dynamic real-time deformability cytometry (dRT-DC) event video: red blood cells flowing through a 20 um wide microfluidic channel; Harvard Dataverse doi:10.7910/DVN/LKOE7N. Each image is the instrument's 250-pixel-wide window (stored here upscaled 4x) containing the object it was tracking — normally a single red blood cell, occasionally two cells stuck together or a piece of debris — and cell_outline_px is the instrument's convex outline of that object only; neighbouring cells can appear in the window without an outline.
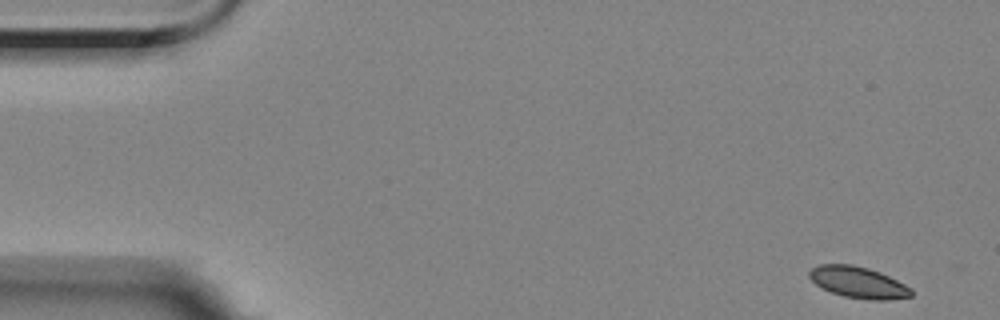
{"species": "Egyptian fruit bat (a non-hibernating species)", "species_latin": "Rousettus aegyptiacus", "temperature_condition": "room temperature", "stored_images_in_passage": 55, "camera_frame_rate_fps": 3000, "um_per_image_px": 0.085, "animal": {"sex": "female"}, "frame": {"image": 1, "passage_image": 1, "time_ms": 0.0, "image_size_px": [1000, 320], "cell_outline_px": [[912, 296], [888, 300], [868, 300], [844, 296], [820, 288], [808, 276], [808, 272], [812, 268], [820, 264], [852, 264], [868, 268], [880, 272], [912, 288]], "centroid_in_image_um": [72.94, 24.0], "position_along_channel_um": 12.1, "area_um2": 18.67}}
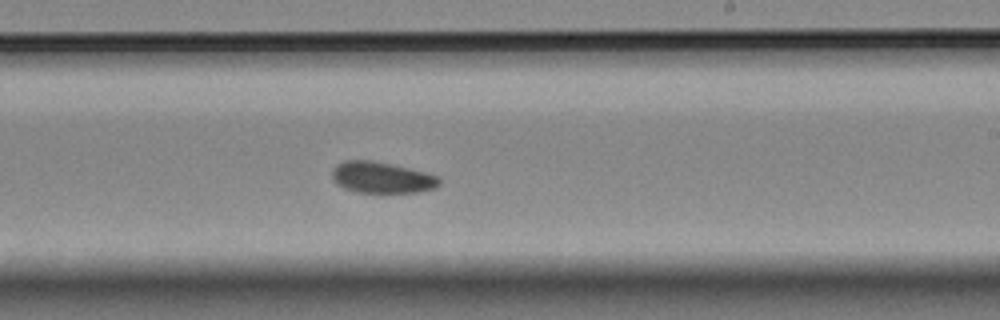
{"frame": {"image": 2, "passage_image": 32, "time_ms": 10.333, "image_size_px": [1000, 320], "cell_outline_px": [[440, 184], [436, 188], [420, 192], [356, 192], [344, 188], [336, 184], [332, 180], [332, 168], [336, 164], [344, 160], [372, 160], [392, 164], [440, 176]], "centroid_in_image_um": [32.43, 15.08], "position_along_channel_um": 256.6, "area_um2": 19.71}}
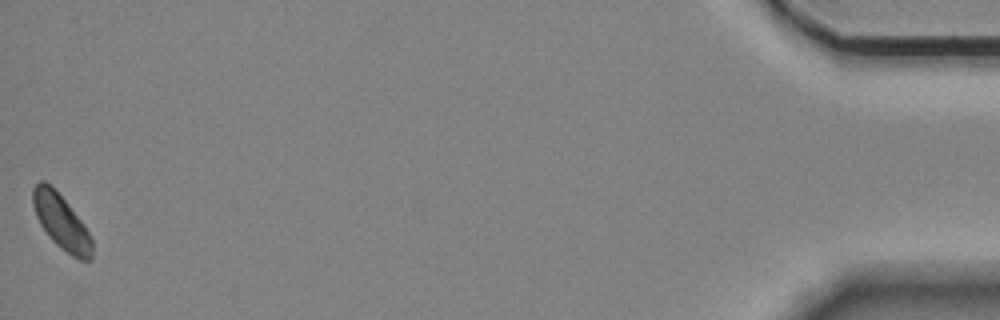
{"frame": {"image": 3, "passage_image": 55, "time_ms": 18.0, "image_size_px": [1000, 320], "cell_outline_px": [[92, 260], [80, 260], [72, 256], [60, 248], [52, 240], [40, 224], [36, 216], [32, 204], [32, 188], [40, 180], [44, 180], [68, 204], [84, 224], [92, 240]], "centroid_in_image_um": [5.2, 18.88], "position_along_channel_um": 430.0, "area_um2": 18.67}, "authors_computed_cell_mechanics": {"area_um2": 19.3052, "velocity_mm_per_s": 3.4867, "shape_relaxation_time_tau1_ms": 11.3919, "shape_relaxation_time_tau2_ms": null, "deformation_change_tau1": 0.1087, "deformation_change_tau2": null}}